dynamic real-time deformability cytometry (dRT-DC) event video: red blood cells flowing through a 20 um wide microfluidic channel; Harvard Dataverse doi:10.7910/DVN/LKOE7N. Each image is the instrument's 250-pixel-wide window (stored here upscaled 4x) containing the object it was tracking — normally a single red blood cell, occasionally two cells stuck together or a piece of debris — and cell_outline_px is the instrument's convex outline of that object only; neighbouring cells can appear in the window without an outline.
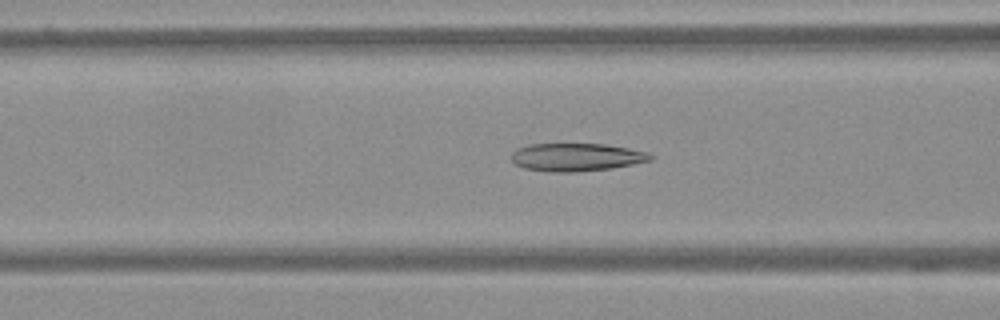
{"species": "Egyptian fruit bat (a non-hibernating species)", "species_latin": "Rousettus aegyptiacus", "temperature_condition": "warm", "stored_images_in_passage": 24, "camera_frame_rate_fps": 3000, "um_per_image_px": 0.085, "frame": {"image": 1, "passage_image": 16, "time_ms": 5.0, "image_size_px": [1000, 320], "cell_outline_px": [[652, 160], [612, 168], [576, 172], [548, 172], [524, 168], [516, 164], [508, 156], [516, 148], [528, 144], [604, 144], [628, 148], [648, 152], [652, 156]], "centroid_in_image_um": [48.94, 13.36], "position_along_channel_um": 117.7, "area_um2": 22.77}}
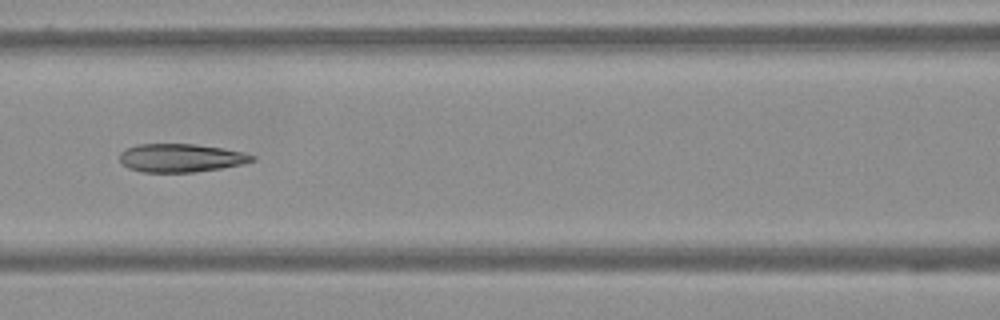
{"frame": {"image": 2, "passage_image": 19, "time_ms": 6.0, "image_size_px": [1000, 320], "cell_outline_px": [[256, 160], [240, 164], [220, 168], [192, 172], [140, 172], [128, 168], [120, 160], [120, 152], [124, 148], [136, 144], [196, 144], [244, 152], [256, 156]], "centroid_in_image_um": [15.34, 13.41], "position_along_channel_um": 151.3, "area_um2": 21.85}}
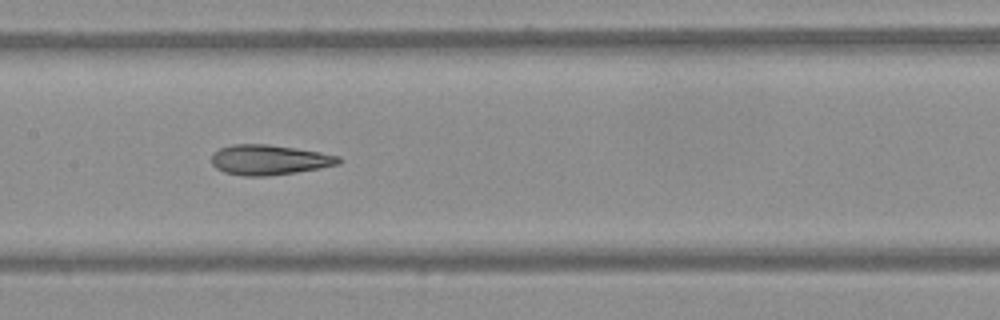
{"frame": {"image": 3, "passage_image": 22, "time_ms": 7.0, "image_size_px": [1000, 320], "cell_outline_px": [[340, 164], [296, 172], [268, 176], [244, 176], [224, 172], [216, 168], [212, 164], [212, 152], [220, 148], [232, 144], [268, 144], [320, 152], [340, 156]], "centroid_in_image_um": [22.85, 13.58], "position_along_channel_um": 184.5, "area_um2": 22.25}}